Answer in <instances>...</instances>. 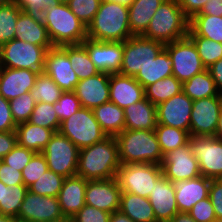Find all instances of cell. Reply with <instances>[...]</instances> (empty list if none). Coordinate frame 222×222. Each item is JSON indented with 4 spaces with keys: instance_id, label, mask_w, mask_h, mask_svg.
<instances>
[{
    "instance_id": "obj_55",
    "label": "cell",
    "mask_w": 222,
    "mask_h": 222,
    "mask_svg": "<svg viewBox=\"0 0 222 222\" xmlns=\"http://www.w3.org/2000/svg\"><path fill=\"white\" fill-rule=\"evenodd\" d=\"M179 6L183 10L184 15L190 20L194 15L198 14L207 0H177Z\"/></svg>"
},
{
    "instance_id": "obj_45",
    "label": "cell",
    "mask_w": 222,
    "mask_h": 222,
    "mask_svg": "<svg viewBox=\"0 0 222 222\" xmlns=\"http://www.w3.org/2000/svg\"><path fill=\"white\" fill-rule=\"evenodd\" d=\"M17 6L35 21L45 23L46 8L60 4L58 0H13Z\"/></svg>"
},
{
    "instance_id": "obj_8",
    "label": "cell",
    "mask_w": 222,
    "mask_h": 222,
    "mask_svg": "<svg viewBox=\"0 0 222 222\" xmlns=\"http://www.w3.org/2000/svg\"><path fill=\"white\" fill-rule=\"evenodd\" d=\"M162 167L150 163L120 164L117 180L121 192L148 198L155 182L162 176Z\"/></svg>"
},
{
    "instance_id": "obj_28",
    "label": "cell",
    "mask_w": 222,
    "mask_h": 222,
    "mask_svg": "<svg viewBox=\"0 0 222 222\" xmlns=\"http://www.w3.org/2000/svg\"><path fill=\"white\" fill-rule=\"evenodd\" d=\"M15 132L17 145L25 147L35 153H40L56 131L34 125L27 121L18 124Z\"/></svg>"
},
{
    "instance_id": "obj_9",
    "label": "cell",
    "mask_w": 222,
    "mask_h": 222,
    "mask_svg": "<svg viewBox=\"0 0 222 222\" xmlns=\"http://www.w3.org/2000/svg\"><path fill=\"white\" fill-rule=\"evenodd\" d=\"M164 48V43L142 35L130 37L123 42V61L119 73L135 77L140 69L154 60Z\"/></svg>"
},
{
    "instance_id": "obj_33",
    "label": "cell",
    "mask_w": 222,
    "mask_h": 222,
    "mask_svg": "<svg viewBox=\"0 0 222 222\" xmlns=\"http://www.w3.org/2000/svg\"><path fill=\"white\" fill-rule=\"evenodd\" d=\"M187 36H200L222 43V16L196 14L189 20Z\"/></svg>"
},
{
    "instance_id": "obj_47",
    "label": "cell",
    "mask_w": 222,
    "mask_h": 222,
    "mask_svg": "<svg viewBox=\"0 0 222 222\" xmlns=\"http://www.w3.org/2000/svg\"><path fill=\"white\" fill-rule=\"evenodd\" d=\"M81 107L80 100L74 91L63 92L60 98L53 104L60 122L76 113Z\"/></svg>"
},
{
    "instance_id": "obj_30",
    "label": "cell",
    "mask_w": 222,
    "mask_h": 222,
    "mask_svg": "<svg viewBox=\"0 0 222 222\" xmlns=\"http://www.w3.org/2000/svg\"><path fill=\"white\" fill-rule=\"evenodd\" d=\"M164 0H134L128 7L130 30L133 35H142L150 20Z\"/></svg>"
},
{
    "instance_id": "obj_32",
    "label": "cell",
    "mask_w": 222,
    "mask_h": 222,
    "mask_svg": "<svg viewBox=\"0 0 222 222\" xmlns=\"http://www.w3.org/2000/svg\"><path fill=\"white\" fill-rule=\"evenodd\" d=\"M173 62L168 52L163 49L154 60L147 64L134 77L144 89L154 84L156 81L162 80L166 77L172 76Z\"/></svg>"
},
{
    "instance_id": "obj_14",
    "label": "cell",
    "mask_w": 222,
    "mask_h": 222,
    "mask_svg": "<svg viewBox=\"0 0 222 222\" xmlns=\"http://www.w3.org/2000/svg\"><path fill=\"white\" fill-rule=\"evenodd\" d=\"M162 174L171 182L194 179L201 175L198 160L189 142L166 153L161 164Z\"/></svg>"
},
{
    "instance_id": "obj_36",
    "label": "cell",
    "mask_w": 222,
    "mask_h": 222,
    "mask_svg": "<svg viewBox=\"0 0 222 222\" xmlns=\"http://www.w3.org/2000/svg\"><path fill=\"white\" fill-rule=\"evenodd\" d=\"M154 131L163 156L166 153L173 151L176 148L182 147L189 142L190 134L182 129H177L175 127L166 126L163 124H157Z\"/></svg>"
},
{
    "instance_id": "obj_15",
    "label": "cell",
    "mask_w": 222,
    "mask_h": 222,
    "mask_svg": "<svg viewBox=\"0 0 222 222\" xmlns=\"http://www.w3.org/2000/svg\"><path fill=\"white\" fill-rule=\"evenodd\" d=\"M64 217L57 197L27 191L20 205L18 222H46Z\"/></svg>"
},
{
    "instance_id": "obj_38",
    "label": "cell",
    "mask_w": 222,
    "mask_h": 222,
    "mask_svg": "<svg viewBox=\"0 0 222 222\" xmlns=\"http://www.w3.org/2000/svg\"><path fill=\"white\" fill-rule=\"evenodd\" d=\"M30 93L36 102L54 104L63 91L48 75L42 72L38 74Z\"/></svg>"
},
{
    "instance_id": "obj_43",
    "label": "cell",
    "mask_w": 222,
    "mask_h": 222,
    "mask_svg": "<svg viewBox=\"0 0 222 222\" xmlns=\"http://www.w3.org/2000/svg\"><path fill=\"white\" fill-rule=\"evenodd\" d=\"M195 44L203 65L209 68L222 58V43H218L200 36H188Z\"/></svg>"
},
{
    "instance_id": "obj_4",
    "label": "cell",
    "mask_w": 222,
    "mask_h": 222,
    "mask_svg": "<svg viewBox=\"0 0 222 222\" xmlns=\"http://www.w3.org/2000/svg\"><path fill=\"white\" fill-rule=\"evenodd\" d=\"M189 19L184 15L177 0H164L154 13L142 36L164 44L188 35Z\"/></svg>"
},
{
    "instance_id": "obj_41",
    "label": "cell",
    "mask_w": 222,
    "mask_h": 222,
    "mask_svg": "<svg viewBox=\"0 0 222 222\" xmlns=\"http://www.w3.org/2000/svg\"><path fill=\"white\" fill-rule=\"evenodd\" d=\"M28 188L24 184L8 187L4 184L3 204H0V215L17 218Z\"/></svg>"
},
{
    "instance_id": "obj_57",
    "label": "cell",
    "mask_w": 222,
    "mask_h": 222,
    "mask_svg": "<svg viewBox=\"0 0 222 222\" xmlns=\"http://www.w3.org/2000/svg\"><path fill=\"white\" fill-rule=\"evenodd\" d=\"M207 69L215 82L219 94L222 95V58Z\"/></svg>"
},
{
    "instance_id": "obj_24",
    "label": "cell",
    "mask_w": 222,
    "mask_h": 222,
    "mask_svg": "<svg viewBox=\"0 0 222 222\" xmlns=\"http://www.w3.org/2000/svg\"><path fill=\"white\" fill-rule=\"evenodd\" d=\"M211 179L200 175L194 179L173 182L179 212L188 213L193 205L207 198Z\"/></svg>"
},
{
    "instance_id": "obj_20",
    "label": "cell",
    "mask_w": 222,
    "mask_h": 222,
    "mask_svg": "<svg viewBox=\"0 0 222 222\" xmlns=\"http://www.w3.org/2000/svg\"><path fill=\"white\" fill-rule=\"evenodd\" d=\"M109 80L110 74L104 72L79 80L74 92L81 106L93 109L110 101Z\"/></svg>"
},
{
    "instance_id": "obj_13",
    "label": "cell",
    "mask_w": 222,
    "mask_h": 222,
    "mask_svg": "<svg viewBox=\"0 0 222 222\" xmlns=\"http://www.w3.org/2000/svg\"><path fill=\"white\" fill-rule=\"evenodd\" d=\"M222 108V96L193 101L190 116V135L215 136Z\"/></svg>"
},
{
    "instance_id": "obj_5",
    "label": "cell",
    "mask_w": 222,
    "mask_h": 222,
    "mask_svg": "<svg viewBox=\"0 0 222 222\" xmlns=\"http://www.w3.org/2000/svg\"><path fill=\"white\" fill-rule=\"evenodd\" d=\"M44 25L54 47L82 44L87 38V27L69 9L67 4L46 8Z\"/></svg>"
},
{
    "instance_id": "obj_54",
    "label": "cell",
    "mask_w": 222,
    "mask_h": 222,
    "mask_svg": "<svg viewBox=\"0 0 222 222\" xmlns=\"http://www.w3.org/2000/svg\"><path fill=\"white\" fill-rule=\"evenodd\" d=\"M0 181L8 187L23 184L22 172L0 160Z\"/></svg>"
},
{
    "instance_id": "obj_53",
    "label": "cell",
    "mask_w": 222,
    "mask_h": 222,
    "mask_svg": "<svg viewBox=\"0 0 222 222\" xmlns=\"http://www.w3.org/2000/svg\"><path fill=\"white\" fill-rule=\"evenodd\" d=\"M16 123L14 122L9 100H6L0 94V132H9L16 130Z\"/></svg>"
},
{
    "instance_id": "obj_10",
    "label": "cell",
    "mask_w": 222,
    "mask_h": 222,
    "mask_svg": "<svg viewBox=\"0 0 222 222\" xmlns=\"http://www.w3.org/2000/svg\"><path fill=\"white\" fill-rule=\"evenodd\" d=\"M79 148L60 132H55L42 150L48 169L64 178L76 175Z\"/></svg>"
},
{
    "instance_id": "obj_50",
    "label": "cell",
    "mask_w": 222,
    "mask_h": 222,
    "mask_svg": "<svg viewBox=\"0 0 222 222\" xmlns=\"http://www.w3.org/2000/svg\"><path fill=\"white\" fill-rule=\"evenodd\" d=\"M111 213L85 204L73 217L72 222H109Z\"/></svg>"
},
{
    "instance_id": "obj_35",
    "label": "cell",
    "mask_w": 222,
    "mask_h": 222,
    "mask_svg": "<svg viewBox=\"0 0 222 222\" xmlns=\"http://www.w3.org/2000/svg\"><path fill=\"white\" fill-rule=\"evenodd\" d=\"M182 85L183 83L172 75L147 86L145 88V97L157 106L182 92Z\"/></svg>"
},
{
    "instance_id": "obj_18",
    "label": "cell",
    "mask_w": 222,
    "mask_h": 222,
    "mask_svg": "<svg viewBox=\"0 0 222 222\" xmlns=\"http://www.w3.org/2000/svg\"><path fill=\"white\" fill-rule=\"evenodd\" d=\"M81 45L99 72L119 73L123 61V42H102L86 38Z\"/></svg>"
},
{
    "instance_id": "obj_40",
    "label": "cell",
    "mask_w": 222,
    "mask_h": 222,
    "mask_svg": "<svg viewBox=\"0 0 222 222\" xmlns=\"http://www.w3.org/2000/svg\"><path fill=\"white\" fill-rule=\"evenodd\" d=\"M64 177L47 169L42 176L28 187V191L40 196L58 197Z\"/></svg>"
},
{
    "instance_id": "obj_37",
    "label": "cell",
    "mask_w": 222,
    "mask_h": 222,
    "mask_svg": "<svg viewBox=\"0 0 222 222\" xmlns=\"http://www.w3.org/2000/svg\"><path fill=\"white\" fill-rule=\"evenodd\" d=\"M68 58L71 68L79 80H84L99 73V70L89 58L86 49L81 45H68Z\"/></svg>"
},
{
    "instance_id": "obj_60",
    "label": "cell",
    "mask_w": 222,
    "mask_h": 222,
    "mask_svg": "<svg viewBox=\"0 0 222 222\" xmlns=\"http://www.w3.org/2000/svg\"><path fill=\"white\" fill-rule=\"evenodd\" d=\"M169 222H196L189 213L178 212Z\"/></svg>"
},
{
    "instance_id": "obj_29",
    "label": "cell",
    "mask_w": 222,
    "mask_h": 222,
    "mask_svg": "<svg viewBox=\"0 0 222 222\" xmlns=\"http://www.w3.org/2000/svg\"><path fill=\"white\" fill-rule=\"evenodd\" d=\"M94 117L107 136L116 137L125 127L124 109L111 101L92 109Z\"/></svg>"
},
{
    "instance_id": "obj_62",
    "label": "cell",
    "mask_w": 222,
    "mask_h": 222,
    "mask_svg": "<svg viewBox=\"0 0 222 222\" xmlns=\"http://www.w3.org/2000/svg\"><path fill=\"white\" fill-rule=\"evenodd\" d=\"M0 222H18V220L12 216L0 215Z\"/></svg>"
},
{
    "instance_id": "obj_49",
    "label": "cell",
    "mask_w": 222,
    "mask_h": 222,
    "mask_svg": "<svg viewBox=\"0 0 222 222\" xmlns=\"http://www.w3.org/2000/svg\"><path fill=\"white\" fill-rule=\"evenodd\" d=\"M34 154L35 152L16 144L15 147L2 158V161L16 170L22 171Z\"/></svg>"
},
{
    "instance_id": "obj_22",
    "label": "cell",
    "mask_w": 222,
    "mask_h": 222,
    "mask_svg": "<svg viewBox=\"0 0 222 222\" xmlns=\"http://www.w3.org/2000/svg\"><path fill=\"white\" fill-rule=\"evenodd\" d=\"M39 73L29 69L0 67V94L10 101L30 92Z\"/></svg>"
},
{
    "instance_id": "obj_65",
    "label": "cell",
    "mask_w": 222,
    "mask_h": 222,
    "mask_svg": "<svg viewBox=\"0 0 222 222\" xmlns=\"http://www.w3.org/2000/svg\"><path fill=\"white\" fill-rule=\"evenodd\" d=\"M4 183L0 181V204H3Z\"/></svg>"
},
{
    "instance_id": "obj_12",
    "label": "cell",
    "mask_w": 222,
    "mask_h": 222,
    "mask_svg": "<svg viewBox=\"0 0 222 222\" xmlns=\"http://www.w3.org/2000/svg\"><path fill=\"white\" fill-rule=\"evenodd\" d=\"M192 153L198 160L201 175L222 179V140L215 136H189Z\"/></svg>"
},
{
    "instance_id": "obj_25",
    "label": "cell",
    "mask_w": 222,
    "mask_h": 222,
    "mask_svg": "<svg viewBox=\"0 0 222 222\" xmlns=\"http://www.w3.org/2000/svg\"><path fill=\"white\" fill-rule=\"evenodd\" d=\"M86 186L87 180L78 175L64 179L57 198L65 217L72 218L85 205Z\"/></svg>"
},
{
    "instance_id": "obj_66",
    "label": "cell",
    "mask_w": 222,
    "mask_h": 222,
    "mask_svg": "<svg viewBox=\"0 0 222 222\" xmlns=\"http://www.w3.org/2000/svg\"><path fill=\"white\" fill-rule=\"evenodd\" d=\"M13 0H0V6L11 3Z\"/></svg>"
},
{
    "instance_id": "obj_58",
    "label": "cell",
    "mask_w": 222,
    "mask_h": 222,
    "mask_svg": "<svg viewBox=\"0 0 222 222\" xmlns=\"http://www.w3.org/2000/svg\"><path fill=\"white\" fill-rule=\"evenodd\" d=\"M198 14L222 16V0H207Z\"/></svg>"
},
{
    "instance_id": "obj_23",
    "label": "cell",
    "mask_w": 222,
    "mask_h": 222,
    "mask_svg": "<svg viewBox=\"0 0 222 222\" xmlns=\"http://www.w3.org/2000/svg\"><path fill=\"white\" fill-rule=\"evenodd\" d=\"M109 88L110 101L122 109L145 98L144 87L131 76L111 73Z\"/></svg>"
},
{
    "instance_id": "obj_52",
    "label": "cell",
    "mask_w": 222,
    "mask_h": 222,
    "mask_svg": "<svg viewBox=\"0 0 222 222\" xmlns=\"http://www.w3.org/2000/svg\"><path fill=\"white\" fill-rule=\"evenodd\" d=\"M217 221H222V179H211L208 194Z\"/></svg>"
},
{
    "instance_id": "obj_3",
    "label": "cell",
    "mask_w": 222,
    "mask_h": 222,
    "mask_svg": "<svg viewBox=\"0 0 222 222\" xmlns=\"http://www.w3.org/2000/svg\"><path fill=\"white\" fill-rule=\"evenodd\" d=\"M115 138L120 164H162L164 156L154 130L124 129Z\"/></svg>"
},
{
    "instance_id": "obj_16",
    "label": "cell",
    "mask_w": 222,
    "mask_h": 222,
    "mask_svg": "<svg viewBox=\"0 0 222 222\" xmlns=\"http://www.w3.org/2000/svg\"><path fill=\"white\" fill-rule=\"evenodd\" d=\"M59 87L65 91H75L79 79L71 68L68 58V45L48 49L43 71Z\"/></svg>"
},
{
    "instance_id": "obj_64",
    "label": "cell",
    "mask_w": 222,
    "mask_h": 222,
    "mask_svg": "<svg viewBox=\"0 0 222 222\" xmlns=\"http://www.w3.org/2000/svg\"><path fill=\"white\" fill-rule=\"evenodd\" d=\"M72 218L69 217H61L59 219H55V220H50V221H46V222H71Z\"/></svg>"
},
{
    "instance_id": "obj_48",
    "label": "cell",
    "mask_w": 222,
    "mask_h": 222,
    "mask_svg": "<svg viewBox=\"0 0 222 222\" xmlns=\"http://www.w3.org/2000/svg\"><path fill=\"white\" fill-rule=\"evenodd\" d=\"M48 169L47 161L44 155L35 153L30 162L24 167L22 172L23 184L28 188Z\"/></svg>"
},
{
    "instance_id": "obj_2",
    "label": "cell",
    "mask_w": 222,
    "mask_h": 222,
    "mask_svg": "<svg viewBox=\"0 0 222 222\" xmlns=\"http://www.w3.org/2000/svg\"><path fill=\"white\" fill-rule=\"evenodd\" d=\"M132 36L128 6L101 0L98 11L87 27V38L102 42H124Z\"/></svg>"
},
{
    "instance_id": "obj_6",
    "label": "cell",
    "mask_w": 222,
    "mask_h": 222,
    "mask_svg": "<svg viewBox=\"0 0 222 222\" xmlns=\"http://www.w3.org/2000/svg\"><path fill=\"white\" fill-rule=\"evenodd\" d=\"M47 51L44 46L13 39L0 46V67L29 69L42 73Z\"/></svg>"
},
{
    "instance_id": "obj_61",
    "label": "cell",
    "mask_w": 222,
    "mask_h": 222,
    "mask_svg": "<svg viewBox=\"0 0 222 222\" xmlns=\"http://www.w3.org/2000/svg\"><path fill=\"white\" fill-rule=\"evenodd\" d=\"M215 137L222 140V108H221L220 115H219L218 127L216 130Z\"/></svg>"
},
{
    "instance_id": "obj_56",
    "label": "cell",
    "mask_w": 222,
    "mask_h": 222,
    "mask_svg": "<svg viewBox=\"0 0 222 222\" xmlns=\"http://www.w3.org/2000/svg\"><path fill=\"white\" fill-rule=\"evenodd\" d=\"M17 144L16 132H0V160L7 155Z\"/></svg>"
},
{
    "instance_id": "obj_21",
    "label": "cell",
    "mask_w": 222,
    "mask_h": 222,
    "mask_svg": "<svg viewBox=\"0 0 222 222\" xmlns=\"http://www.w3.org/2000/svg\"><path fill=\"white\" fill-rule=\"evenodd\" d=\"M157 222H169L179 212L173 182L162 175L148 197Z\"/></svg>"
},
{
    "instance_id": "obj_63",
    "label": "cell",
    "mask_w": 222,
    "mask_h": 222,
    "mask_svg": "<svg viewBox=\"0 0 222 222\" xmlns=\"http://www.w3.org/2000/svg\"><path fill=\"white\" fill-rule=\"evenodd\" d=\"M103 1L116 2L129 7L134 0H103Z\"/></svg>"
},
{
    "instance_id": "obj_17",
    "label": "cell",
    "mask_w": 222,
    "mask_h": 222,
    "mask_svg": "<svg viewBox=\"0 0 222 222\" xmlns=\"http://www.w3.org/2000/svg\"><path fill=\"white\" fill-rule=\"evenodd\" d=\"M193 100L183 91L156 106L157 124L182 129L190 134Z\"/></svg>"
},
{
    "instance_id": "obj_7",
    "label": "cell",
    "mask_w": 222,
    "mask_h": 222,
    "mask_svg": "<svg viewBox=\"0 0 222 222\" xmlns=\"http://www.w3.org/2000/svg\"><path fill=\"white\" fill-rule=\"evenodd\" d=\"M59 132L70 139L79 149L102 141L107 135L94 117L92 109L81 107L61 122Z\"/></svg>"
},
{
    "instance_id": "obj_34",
    "label": "cell",
    "mask_w": 222,
    "mask_h": 222,
    "mask_svg": "<svg viewBox=\"0 0 222 222\" xmlns=\"http://www.w3.org/2000/svg\"><path fill=\"white\" fill-rule=\"evenodd\" d=\"M182 91L193 101L211 96H222L219 94L208 69L183 82Z\"/></svg>"
},
{
    "instance_id": "obj_26",
    "label": "cell",
    "mask_w": 222,
    "mask_h": 222,
    "mask_svg": "<svg viewBox=\"0 0 222 222\" xmlns=\"http://www.w3.org/2000/svg\"><path fill=\"white\" fill-rule=\"evenodd\" d=\"M125 130H155L157 125L156 105L146 97L124 108Z\"/></svg>"
},
{
    "instance_id": "obj_59",
    "label": "cell",
    "mask_w": 222,
    "mask_h": 222,
    "mask_svg": "<svg viewBox=\"0 0 222 222\" xmlns=\"http://www.w3.org/2000/svg\"><path fill=\"white\" fill-rule=\"evenodd\" d=\"M109 222H134L130 217L126 216L120 210L111 213Z\"/></svg>"
},
{
    "instance_id": "obj_31",
    "label": "cell",
    "mask_w": 222,
    "mask_h": 222,
    "mask_svg": "<svg viewBox=\"0 0 222 222\" xmlns=\"http://www.w3.org/2000/svg\"><path fill=\"white\" fill-rule=\"evenodd\" d=\"M119 210L134 222H157L148 198L121 192Z\"/></svg>"
},
{
    "instance_id": "obj_67",
    "label": "cell",
    "mask_w": 222,
    "mask_h": 222,
    "mask_svg": "<svg viewBox=\"0 0 222 222\" xmlns=\"http://www.w3.org/2000/svg\"><path fill=\"white\" fill-rule=\"evenodd\" d=\"M60 3L67 4L69 0H58Z\"/></svg>"
},
{
    "instance_id": "obj_51",
    "label": "cell",
    "mask_w": 222,
    "mask_h": 222,
    "mask_svg": "<svg viewBox=\"0 0 222 222\" xmlns=\"http://www.w3.org/2000/svg\"><path fill=\"white\" fill-rule=\"evenodd\" d=\"M188 213L196 222L217 221L209 196L195 203Z\"/></svg>"
},
{
    "instance_id": "obj_39",
    "label": "cell",
    "mask_w": 222,
    "mask_h": 222,
    "mask_svg": "<svg viewBox=\"0 0 222 222\" xmlns=\"http://www.w3.org/2000/svg\"><path fill=\"white\" fill-rule=\"evenodd\" d=\"M20 11L14 1L0 6V46L15 39V25Z\"/></svg>"
},
{
    "instance_id": "obj_1",
    "label": "cell",
    "mask_w": 222,
    "mask_h": 222,
    "mask_svg": "<svg viewBox=\"0 0 222 222\" xmlns=\"http://www.w3.org/2000/svg\"><path fill=\"white\" fill-rule=\"evenodd\" d=\"M120 161L114 136L79 150L76 175L86 180H105L117 177Z\"/></svg>"
},
{
    "instance_id": "obj_27",
    "label": "cell",
    "mask_w": 222,
    "mask_h": 222,
    "mask_svg": "<svg viewBox=\"0 0 222 222\" xmlns=\"http://www.w3.org/2000/svg\"><path fill=\"white\" fill-rule=\"evenodd\" d=\"M15 26L16 40L44 46L47 50L54 47L48 36L47 28L44 23L35 21L23 10L20 11Z\"/></svg>"
},
{
    "instance_id": "obj_19",
    "label": "cell",
    "mask_w": 222,
    "mask_h": 222,
    "mask_svg": "<svg viewBox=\"0 0 222 222\" xmlns=\"http://www.w3.org/2000/svg\"><path fill=\"white\" fill-rule=\"evenodd\" d=\"M121 189L116 177L105 180H87L85 204L113 213L120 208Z\"/></svg>"
},
{
    "instance_id": "obj_42",
    "label": "cell",
    "mask_w": 222,
    "mask_h": 222,
    "mask_svg": "<svg viewBox=\"0 0 222 222\" xmlns=\"http://www.w3.org/2000/svg\"><path fill=\"white\" fill-rule=\"evenodd\" d=\"M28 122L59 132L61 122L53 108V104L36 102Z\"/></svg>"
},
{
    "instance_id": "obj_46",
    "label": "cell",
    "mask_w": 222,
    "mask_h": 222,
    "mask_svg": "<svg viewBox=\"0 0 222 222\" xmlns=\"http://www.w3.org/2000/svg\"><path fill=\"white\" fill-rule=\"evenodd\" d=\"M101 0H69L67 5L86 27L92 22Z\"/></svg>"
},
{
    "instance_id": "obj_11",
    "label": "cell",
    "mask_w": 222,
    "mask_h": 222,
    "mask_svg": "<svg viewBox=\"0 0 222 222\" xmlns=\"http://www.w3.org/2000/svg\"><path fill=\"white\" fill-rule=\"evenodd\" d=\"M164 49L168 52L173 62V76L180 82L183 83L191 79L195 74L206 70L195 44L188 36L165 44Z\"/></svg>"
},
{
    "instance_id": "obj_44",
    "label": "cell",
    "mask_w": 222,
    "mask_h": 222,
    "mask_svg": "<svg viewBox=\"0 0 222 222\" xmlns=\"http://www.w3.org/2000/svg\"><path fill=\"white\" fill-rule=\"evenodd\" d=\"M11 113L16 125L27 122L36 105L30 92L21 94L17 98L9 101Z\"/></svg>"
}]
</instances>
